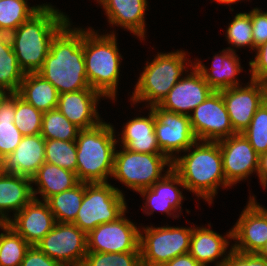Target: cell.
I'll list each match as a JSON object with an SVG mask.
<instances>
[{
	"instance_id": "cell-26",
	"label": "cell",
	"mask_w": 267,
	"mask_h": 266,
	"mask_svg": "<svg viewBox=\"0 0 267 266\" xmlns=\"http://www.w3.org/2000/svg\"><path fill=\"white\" fill-rule=\"evenodd\" d=\"M79 182L75 172L45 162L31 178V183L39 186L38 190L32 186L33 197L36 199V194L40 193L43 201H47L51 196L71 189Z\"/></svg>"
},
{
	"instance_id": "cell-28",
	"label": "cell",
	"mask_w": 267,
	"mask_h": 266,
	"mask_svg": "<svg viewBox=\"0 0 267 266\" xmlns=\"http://www.w3.org/2000/svg\"><path fill=\"white\" fill-rule=\"evenodd\" d=\"M230 242L209 228L193 227L189 253L202 265L223 257ZM207 264V265H206Z\"/></svg>"
},
{
	"instance_id": "cell-33",
	"label": "cell",
	"mask_w": 267,
	"mask_h": 266,
	"mask_svg": "<svg viewBox=\"0 0 267 266\" xmlns=\"http://www.w3.org/2000/svg\"><path fill=\"white\" fill-rule=\"evenodd\" d=\"M0 227V266H20L30 245L6 223Z\"/></svg>"
},
{
	"instance_id": "cell-2",
	"label": "cell",
	"mask_w": 267,
	"mask_h": 266,
	"mask_svg": "<svg viewBox=\"0 0 267 266\" xmlns=\"http://www.w3.org/2000/svg\"><path fill=\"white\" fill-rule=\"evenodd\" d=\"M68 22L69 18L61 11L43 4L9 34L14 54L25 74L37 73L42 68L53 38Z\"/></svg>"
},
{
	"instance_id": "cell-32",
	"label": "cell",
	"mask_w": 267,
	"mask_h": 266,
	"mask_svg": "<svg viewBox=\"0 0 267 266\" xmlns=\"http://www.w3.org/2000/svg\"><path fill=\"white\" fill-rule=\"evenodd\" d=\"M41 6L30 7L26 0H1L0 32L9 35L35 14Z\"/></svg>"
},
{
	"instance_id": "cell-46",
	"label": "cell",
	"mask_w": 267,
	"mask_h": 266,
	"mask_svg": "<svg viewBox=\"0 0 267 266\" xmlns=\"http://www.w3.org/2000/svg\"><path fill=\"white\" fill-rule=\"evenodd\" d=\"M257 254L267 259V241L265 242L264 246L261 248V250Z\"/></svg>"
},
{
	"instance_id": "cell-22",
	"label": "cell",
	"mask_w": 267,
	"mask_h": 266,
	"mask_svg": "<svg viewBox=\"0 0 267 266\" xmlns=\"http://www.w3.org/2000/svg\"><path fill=\"white\" fill-rule=\"evenodd\" d=\"M101 4L108 16V21L112 25L122 26L132 33L145 37V10H147V0H97Z\"/></svg>"
},
{
	"instance_id": "cell-8",
	"label": "cell",
	"mask_w": 267,
	"mask_h": 266,
	"mask_svg": "<svg viewBox=\"0 0 267 266\" xmlns=\"http://www.w3.org/2000/svg\"><path fill=\"white\" fill-rule=\"evenodd\" d=\"M165 165L172 167V160L163 153H139L123 147L115 152L112 177L139 192L164 177Z\"/></svg>"
},
{
	"instance_id": "cell-18",
	"label": "cell",
	"mask_w": 267,
	"mask_h": 266,
	"mask_svg": "<svg viewBox=\"0 0 267 266\" xmlns=\"http://www.w3.org/2000/svg\"><path fill=\"white\" fill-rule=\"evenodd\" d=\"M56 220L46 201L33 198L22 210L14 214L6 224L24 238L30 246H36L54 227Z\"/></svg>"
},
{
	"instance_id": "cell-29",
	"label": "cell",
	"mask_w": 267,
	"mask_h": 266,
	"mask_svg": "<svg viewBox=\"0 0 267 266\" xmlns=\"http://www.w3.org/2000/svg\"><path fill=\"white\" fill-rule=\"evenodd\" d=\"M16 93H9L0 103V158L12 153L23 138L14 124Z\"/></svg>"
},
{
	"instance_id": "cell-6",
	"label": "cell",
	"mask_w": 267,
	"mask_h": 266,
	"mask_svg": "<svg viewBox=\"0 0 267 266\" xmlns=\"http://www.w3.org/2000/svg\"><path fill=\"white\" fill-rule=\"evenodd\" d=\"M186 54L183 51L158 53L144 67L133 92V103L149 102L148 107L159 105L174 85L182 78Z\"/></svg>"
},
{
	"instance_id": "cell-45",
	"label": "cell",
	"mask_w": 267,
	"mask_h": 266,
	"mask_svg": "<svg viewBox=\"0 0 267 266\" xmlns=\"http://www.w3.org/2000/svg\"><path fill=\"white\" fill-rule=\"evenodd\" d=\"M258 177L264 188H267V152L259 155Z\"/></svg>"
},
{
	"instance_id": "cell-25",
	"label": "cell",
	"mask_w": 267,
	"mask_h": 266,
	"mask_svg": "<svg viewBox=\"0 0 267 266\" xmlns=\"http://www.w3.org/2000/svg\"><path fill=\"white\" fill-rule=\"evenodd\" d=\"M149 117H135L126 123L121 142L126 149L139 153H162L155 133V116L150 109Z\"/></svg>"
},
{
	"instance_id": "cell-4",
	"label": "cell",
	"mask_w": 267,
	"mask_h": 266,
	"mask_svg": "<svg viewBox=\"0 0 267 266\" xmlns=\"http://www.w3.org/2000/svg\"><path fill=\"white\" fill-rule=\"evenodd\" d=\"M75 142L78 180L83 183L108 182V176L113 174L117 144L112 125L100 122L93 128L79 130Z\"/></svg>"
},
{
	"instance_id": "cell-47",
	"label": "cell",
	"mask_w": 267,
	"mask_h": 266,
	"mask_svg": "<svg viewBox=\"0 0 267 266\" xmlns=\"http://www.w3.org/2000/svg\"><path fill=\"white\" fill-rule=\"evenodd\" d=\"M9 93L6 92L3 88H0V103L4 100V98L8 95Z\"/></svg>"
},
{
	"instance_id": "cell-52",
	"label": "cell",
	"mask_w": 267,
	"mask_h": 266,
	"mask_svg": "<svg viewBox=\"0 0 267 266\" xmlns=\"http://www.w3.org/2000/svg\"><path fill=\"white\" fill-rule=\"evenodd\" d=\"M63 266H84L83 264H77V265H63Z\"/></svg>"
},
{
	"instance_id": "cell-1",
	"label": "cell",
	"mask_w": 267,
	"mask_h": 266,
	"mask_svg": "<svg viewBox=\"0 0 267 266\" xmlns=\"http://www.w3.org/2000/svg\"><path fill=\"white\" fill-rule=\"evenodd\" d=\"M37 73L59 94L90 88L85 68L83 29H71L69 21L53 38L50 51Z\"/></svg>"
},
{
	"instance_id": "cell-36",
	"label": "cell",
	"mask_w": 267,
	"mask_h": 266,
	"mask_svg": "<svg viewBox=\"0 0 267 266\" xmlns=\"http://www.w3.org/2000/svg\"><path fill=\"white\" fill-rule=\"evenodd\" d=\"M43 112L24 101L16 94V111L14 124L23 136L41 133Z\"/></svg>"
},
{
	"instance_id": "cell-23",
	"label": "cell",
	"mask_w": 267,
	"mask_h": 266,
	"mask_svg": "<svg viewBox=\"0 0 267 266\" xmlns=\"http://www.w3.org/2000/svg\"><path fill=\"white\" fill-rule=\"evenodd\" d=\"M31 184L27 176L0 173V223L10 219L6 211L16 214L34 198Z\"/></svg>"
},
{
	"instance_id": "cell-48",
	"label": "cell",
	"mask_w": 267,
	"mask_h": 266,
	"mask_svg": "<svg viewBox=\"0 0 267 266\" xmlns=\"http://www.w3.org/2000/svg\"><path fill=\"white\" fill-rule=\"evenodd\" d=\"M216 2L223 3V4H232L238 2L239 0H215Z\"/></svg>"
},
{
	"instance_id": "cell-40",
	"label": "cell",
	"mask_w": 267,
	"mask_h": 266,
	"mask_svg": "<svg viewBox=\"0 0 267 266\" xmlns=\"http://www.w3.org/2000/svg\"><path fill=\"white\" fill-rule=\"evenodd\" d=\"M217 262L216 266H267V259L257 253H243L230 249L224 259Z\"/></svg>"
},
{
	"instance_id": "cell-42",
	"label": "cell",
	"mask_w": 267,
	"mask_h": 266,
	"mask_svg": "<svg viewBox=\"0 0 267 266\" xmlns=\"http://www.w3.org/2000/svg\"><path fill=\"white\" fill-rule=\"evenodd\" d=\"M252 35L254 49L267 42V12L254 8L251 11Z\"/></svg>"
},
{
	"instance_id": "cell-19",
	"label": "cell",
	"mask_w": 267,
	"mask_h": 266,
	"mask_svg": "<svg viewBox=\"0 0 267 266\" xmlns=\"http://www.w3.org/2000/svg\"><path fill=\"white\" fill-rule=\"evenodd\" d=\"M100 97L91 87L60 93L57 109L80 130L90 129L102 122L96 108Z\"/></svg>"
},
{
	"instance_id": "cell-24",
	"label": "cell",
	"mask_w": 267,
	"mask_h": 266,
	"mask_svg": "<svg viewBox=\"0 0 267 266\" xmlns=\"http://www.w3.org/2000/svg\"><path fill=\"white\" fill-rule=\"evenodd\" d=\"M213 57L211 72L200 61L194 63L207 84L214 91L239 86V82L235 78L242 70L235 50L228 47L227 50H222V54L220 53Z\"/></svg>"
},
{
	"instance_id": "cell-16",
	"label": "cell",
	"mask_w": 267,
	"mask_h": 266,
	"mask_svg": "<svg viewBox=\"0 0 267 266\" xmlns=\"http://www.w3.org/2000/svg\"><path fill=\"white\" fill-rule=\"evenodd\" d=\"M217 142L221 150L223 172L230 186L247 178L254 171L258 172L259 154L242 133Z\"/></svg>"
},
{
	"instance_id": "cell-17",
	"label": "cell",
	"mask_w": 267,
	"mask_h": 266,
	"mask_svg": "<svg viewBox=\"0 0 267 266\" xmlns=\"http://www.w3.org/2000/svg\"><path fill=\"white\" fill-rule=\"evenodd\" d=\"M190 66L193 71L174 85L158 105L160 108L189 116V112L203 103L214 91L204 80L196 66L192 64Z\"/></svg>"
},
{
	"instance_id": "cell-9",
	"label": "cell",
	"mask_w": 267,
	"mask_h": 266,
	"mask_svg": "<svg viewBox=\"0 0 267 266\" xmlns=\"http://www.w3.org/2000/svg\"><path fill=\"white\" fill-rule=\"evenodd\" d=\"M140 232L142 266H163L171 259L190 251L193 228L146 227Z\"/></svg>"
},
{
	"instance_id": "cell-13",
	"label": "cell",
	"mask_w": 267,
	"mask_h": 266,
	"mask_svg": "<svg viewBox=\"0 0 267 266\" xmlns=\"http://www.w3.org/2000/svg\"><path fill=\"white\" fill-rule=\"evenodd\" d=\"M155 116V133L161 152L171 160L174 152L187 150L197 141L188 115L166 111L158 105L150 107Z\"/></svg>"
},
{
	"instance_id": "cell-37",
	"label": "cell",
	"mask_w": 267,
	"mask_h": 266,
	"mask_svg": "<svg viewBox=\"0 0 267 266\" xmlns=\"http://www.w3.org/2000/svg\"><path fill=\"white\" fill-rule=\"evenodd\" d=\"M242 134L259 155L267 152V107L264 104L255 112Z\"/></svg>"
},
{
	"instance_id": "cell-21",
	"label": "cell",
	"mask_w": 267,
	"mask_h": 266,
	"mask_svg": "<svg viewBox=\"0 0 267 266\" xmlns=\"http://www.w3.org/2000/svg\"><path fill=\"white\" fill-rule=\"evenodd\" d=\"M175 184L185 188L179 175L172 167H168L163 178L155 182L150 188L138 192L143 197L147 196L144 209L148 210V207L151 210L150 212L147 211V215L152 214L154 210H158L171 216V211L181 210L180 205L184 197Z\"/></svg>"
},
{
	"instance_id": "cell-43",
	"label": "cell",
	"mask_w": 267,
	"mask_h": 266,
	"mask_svg": "<svg viewBox=\"0 0 267 266\" xmlns=\"http://www.w3.org/2000/svg\"><path fill=\"white\" fill-rule=\"evenodd\" d=\"M20 266H63L60 262L48 257L37 246H30Z\"/></svg>"
},
{
	"instance_id": "cell-10",
	"label": "cell",
	"mask_w": 267,
	"mask_h": 266,
	"mask_svg": "<svg viewBox=\"0 0 267 266\" xmlns=\"http://www.w3.org/2000/svg\"><path fill=\"white\" fill-rule=\"evenodd\" d=\"M36 246L62 265L83 264L87 254V233L73 223L56 222Z\"/></svg>"
},
{
	"instance_id": "cell-41",
	"label": "cell",
	"mask_w": 267,
	"mask_h": 266,
	"mask_svg": "<svg viewBox=\"0 0 267 266\" xmlns=\"http://www.w3.org/2000/svg\"><path fill=\"white\" fill-rule=\"evenodd\" d=\"M255 59L249 62L251 79L267 84V42L255 48Z\"/></svg>"
},
{
	"instance_id": "cell-38",
	"label": "cell",
	"mask_w": 267,
	"mask_h": 266,
	"mask_svg": "<svg viewBox=\"0 0 267 266\" xmlns=\"http://www.w3.org/2000/svg\"><path fill=\"white\" fill-rule=\"evenodd\" d=\"M84 266H142L140 252H87Z\"/></svg>"
},
{
	"instance_id": "cell-3",
	"label": "cell",
	"mask_w": 267,
	"mask_h": 266,
	"mask_svg": "<svg viewBox=\"0 0 267 266\" xmlns=\"http://www.w3.org/2000/svg\"><path fill=\"white\" fill-rule=\"evenodd\" d=\"M201 142V144H200ZM196 141L185 152V156H177L172 160V169L179 175L185 189L194 192L212 203L219 186L230 187L223 172L222 155L217 141ZM221 184V185H220ZM211 200V201H210Z\"/></svg>"
},
{
	"instance_id": "cell-35",
	"label": "cell",
	"mask_w": 267,
	"mask_h": 266,
	"mask_svg": "<svg viewBox=\"0 0 267 266\" xmlns=\"http://www.w3.org/2000/svg\"><path fill=\"white\" fill-rule=\"evenodd\" d=\"M77 147L75 141L45 139V162L76 173Z\"/></svg>"
},
{
	"instance_id": "cell-27",
	"label": "cell",
	"mask_w": 267,
	"mask_h": 266,
	"mask_svg": "<svg viewBox=\"0 0 267 266\" xmlns=\"http://www.w3.org/2000/svg\"><path fill=\"white\" fill-rule=\"evenodd\" d=\"M16 94L43 113L58 106L59 92L38 73H26Z\"/></svg>"
},
{
	"instance_id": "cell-49",
	"label": "cell",
	"mask_w": 267,
	"mask_h": 266,
	"mask_svg": "<svg viewBox=\"0 0 267 266\" xmlns=\"http://www.w3.org/2000/svg\"><path fill=\"white\" fill-rule=\"evenodd\" d=\"M263 104L267 107V87H266V92L264 95V103Z\"/></svg>"
},
{
	"instance_id": "cell-39",
	"label": "cell",
	"mask_w": 267,
	"mask_h": 266,
	"mask_svg": "<svg viewBox=\"0 0 267 266\" xmlns=\"http://www.w3.org/2000/svg\"><path fill=\"white\" fill-rule=\"evenodd\" d=\"M226 34L228 43L232 46L238 48L247 45L254 50L251 11L236 14L233 21L229 23Z\"/></svg>"
},
{
	"instance_id": "cell-11",
	"label": "cell",
	"mask_w": 267,
	"mask_h": 266,
	"mask_svg": "<svg viewBox=\"0 0 267 266\" xmlns=\"http://www.w3.org/2000/svg\"><path fill=\"white\" fill-rule=\"evenodd\" d=\"M192 112L189 114L190 124L197 141H219L237 134L220 91H213Z\"/></svg>"
},
{
	"instance_id": "cell-50",
	"label": "cell",
	"mask_w": 267,
	"mask_h": 266,
	"mask_svg": "<svg viewBox=\"0 0 267 266\" xmlns=\"http://www.w3.org/2000/svg\"><path fill=\"white\" fill-rule=\"evenodd\" d=\"M6 34L0 32V40L5 36Z\"/></svg>"
},
{
	"instance_id": "cell-44",
	"label": "cell",
	"mask_w": 267,
	"mask_h": 266,
	"mask_svg": "<svg viewBox=\"0 0 267 266\" xmlns=\"http://www.w3.org/2000/svg\"><path fill=\"white\" fill-rule=\"evenodd\" d=\"M163 266H202L189 252L179 255Z\"/></svg>"
},
{
	"instance_id": "cell-14",
	"label": "cell",
	"mask_w": 267,
	"mask_h": 266,
	"mask_svg": "<svg viewBox=\"0 0 267 266\" xmlns=\"http://www.w3.org/2000/svg\"><path fill=\"white\" fill-rule=\"evenodd\" d=\"M257 204L254 196L242 211L236 225L226 235L237 240L232 248L243 253H258L267 241V209Z\"/></svg>"
},
{
	"instance_id": "cell-30",
	"label": "cell",
	"mask_w": 267,
	"mask_h": 266,
	"mask_svg": "<svg viewBox=\"0 0 267 266\" xmlns=\"http://www.w3.org/2000/svg\"><path fill=\"white\" fill-rule=\"evenodd\" d=\"M85 193V183L79 182L71 189L51 196L46 202L56 222L73 223L80 209Z\"/></svg>"
},
{
	"instance_id": "cell-31",
	"label": "cell",
	"mask_w": 267,
	"mask_h": 266,
	"mask_svg": "<svg viewBox=\"0 0 267 266\" xmlns=\"http://www.w3.org/2000/svg\"><path fill=\"white\" fill-rule=\"evenodd\" d=\"M25 72L19 66L9 35L0 40V88L8 93H16Z\"/></svg>"
},
{
	"instance_id": "cell-51",
	"label": "cell",
	"mask_w": 267,
	"mask_h": 266,
	"mask_svg": "<svg viewBox=\"0 0 267 266\" xmlns=\"http://www.w3.org/2000/svg\"><path fill=\"white\" fill-rule=\"evenodd\" d=\"M2 159L0 158V173L2 172Z\"/></svg>"
},
{
	"instance_id": "cell-5",
	"label": "cell",
	"mask_w": 267,
	"mask_h": 266,
	"mask_svg": "<svg viewBox=\"0 0 267 266\" xmlns=\"http://www.w3.org/2000/svg\"><path fill=\"white\" fill-rule=\"evenodd\" d=\"M116 36L98 35L95 31L83 29V47L87 79L90 87L103 97L115 100L121 54Z\"/></svg>"
},
{
	"instance_id": "cell-20",
	"label": "cell",
	"mask_w": 267,
	"mask_h": 266,
	"mask_svg": "<svg viewBox=\"0 0 267 266\" xmlns=\"http://www.w3.org/2000/svg\"><path fill=\"white\" fill-rule=\"evenodd\" d=\"M1 162L3 173L32 178L45 163V138L41 134L23 136L16 149Z\"/></svg>"
},
{
	"instance_id": "cell-12",
	"label": "cell",
	"mask_w": 267,
	"mask_h": 266,
	"mask_svg": "<svg viewBox=\"0 0 267 266\" xmlns=\"http://www.w3.org/2000/svg\"><path fill=\"white\" fill-rule=\"evenodd\" d=\"M125 212L110 223H104L87 233V252H140V231L124 217Z\"/></svg>"
},
{
	"instance_id": "cell-7",
	"label": "cell",
	"mask_w": 267,
	"mask_h": 266,
	"mask_svg": "<svg viewBox=\"0 0 267 266\" xmlns=\"http://www.w3.org/2000/svg\"><path fill=\"white\" fill-rule=\"evenodd\" d=\"M123 193L108 182L85 183V193L73 224L88 233L97 226L110 223L126 212Z\"/></svg>"
},
{
	"instance_id": "cell-34",
	"label": "cell",
	"mask_w": 267,
	"mask_h": 266,
	"mask_svg": "<svg viewBox=\"0 0 267 266\" xmlns=\"http://www.w3.org/2000/svg\"><path fill=\"white\" fill-rule=\"evenodd\" d=\"M79 130L58 109L43 113L40 134L45 139L75 141Z\"/></svg>"
},
{
	"instance_id": "cell-15",
	"label": "cell",
	"mask_w": 267,
	"mask_h": 266,
	"mask_svg": "<svg viewBox=\"0 0 267 266\" xmlns=\"http://www.w3.org/2000/svg\"><path fill=\"white\" fill-rule=\"evenodd\" d=\"M266 83L251 79L245 87L235 86L221 90L233 130L242 133L259 107L264 103Z\"/></svg>"
}]
</instances>
